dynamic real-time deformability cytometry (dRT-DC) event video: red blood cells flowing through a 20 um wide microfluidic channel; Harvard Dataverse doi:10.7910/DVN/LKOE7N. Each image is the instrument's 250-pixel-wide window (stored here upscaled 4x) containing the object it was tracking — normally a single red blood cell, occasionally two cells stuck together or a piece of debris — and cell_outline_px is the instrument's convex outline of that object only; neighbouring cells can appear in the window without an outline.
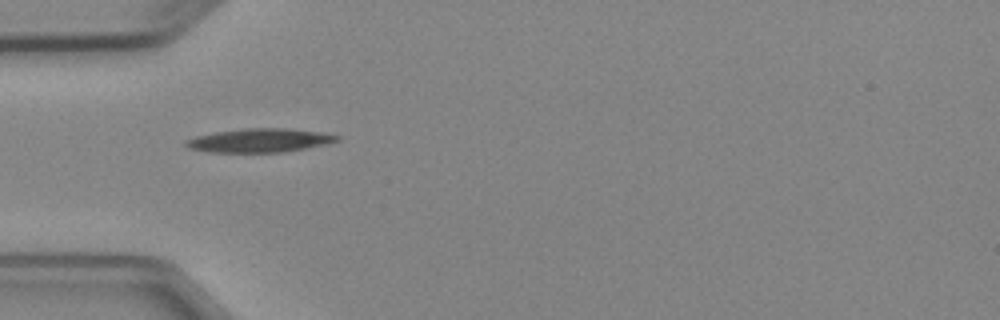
{"species": "Egyptian fruit bat (a non-hibernating species)", "species_latin": "Rousettus aegyptiacus", "temperature_condition": "cold", "stored_images_in_passage": 3, "camera_frame_rate_fps": 3000, "um_per_image_px": 0.085, "animal": {"sex": "female"}, "frame": {"image": 1, "passage_image": 1, "time_ms": 0.0, "image_size_px": [1000, 320], "cell_outline_px": [[340, 140], [324, 144], [284, 152], [212, 152], [188, 148], [184, 144], [184, 140], [196, 136], [216, 132], [244, 128], [284, 128], [320, 132], [340, 136]], "centroid_in_image_um": [22.03, 11.93], "position_along_channel_um": 63.0, "area_um2": 20.69}}